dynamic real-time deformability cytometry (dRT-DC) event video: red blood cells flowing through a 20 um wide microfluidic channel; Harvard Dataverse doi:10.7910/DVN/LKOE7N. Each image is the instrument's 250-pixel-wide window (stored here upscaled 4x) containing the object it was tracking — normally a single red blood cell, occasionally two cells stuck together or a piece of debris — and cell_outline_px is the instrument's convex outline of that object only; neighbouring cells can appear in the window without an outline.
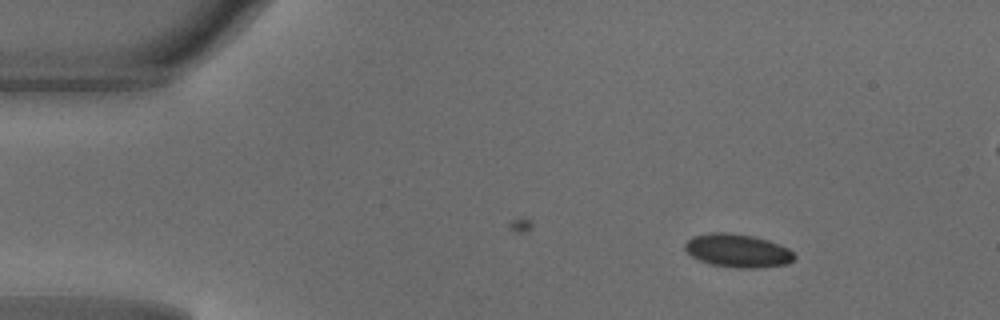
{"species": "common noctule bat (a hibernating species)", "species_latin": "Nyctalus noctula", "temperature_condition": "warm", "stored_images_in_passage": 44, "camera_frame_rate_fps": 3000, "um_per_image_px": 0.085, "animal": {"sex": "male", "body_mass_g": 18.8}, "frame": {"image": 1, "passage_image": 6, "time_ms": 1.667, "image_size_px": [1000, 320], "cell_outline_px": [[796, 256], [788, 264], [756, 268], [736, 268], [712, 264], [700, 260], [692, 256], [684, 248], [684, 244], [692, 236], [712, 232], [728, 232], [752, 236], [768, 240], [780, 244], [788, 248]], "centroid_in_image_um": [62.71, 21.3], "position_along_channel_um": 22.3, "area_um2": 21.21}}
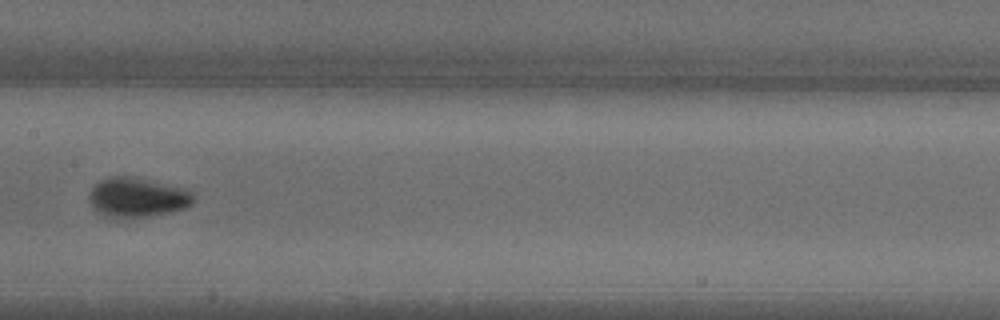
{"frame": {"image": 2, "passage_image": 24, "time_ms": 7.667, "image_size_px": [1000, 320], "cell_outline_px": [[192, 200], [184, 208], [144, 216], [116, 220], [104, 216], [88, 200], [88, 196], [92, 188], [100, 180], [108, 176], [132, 176], [180, 188], [192, 192]], "centroid_in_image_um": [11.56, 16.78], "position_along_channel_um": 195.8, "area_um2": 23.52}}
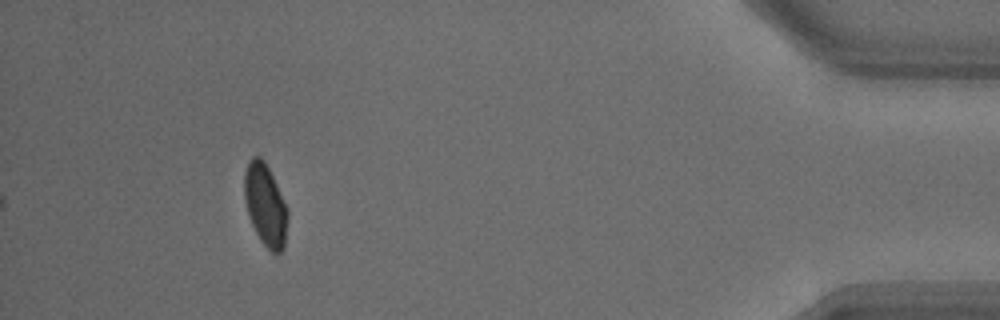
{"frame": {"image": 3, "passage_image": 44, "time_ms": 14.333, "image_size_px": [1000, 320], "cell_outline_px": [[288, 216], [284, 248], [280, 252], [272, 252], [260, 240], [248, 216], [244, 200], [244, 172], [248, 160], [252, 156], [260, 156], [264, 160], [276, 184], [288, 212]], "centroid_in_image_um": [22.53, 17.4], "position_along_channel_um": 412.7, "area_um2": 20.58}, "authors_computed_cell_mechanics": {"area_um2": 21.1259, "velocity_mm_per_s": 4.1667, "shape_relaxation_time_tau1_ms": 2.0409, "shape_relaxation_time_tau2_ms": null, "deformation_change_tau1": 0.0758, "deformation_change_tau2": null}}